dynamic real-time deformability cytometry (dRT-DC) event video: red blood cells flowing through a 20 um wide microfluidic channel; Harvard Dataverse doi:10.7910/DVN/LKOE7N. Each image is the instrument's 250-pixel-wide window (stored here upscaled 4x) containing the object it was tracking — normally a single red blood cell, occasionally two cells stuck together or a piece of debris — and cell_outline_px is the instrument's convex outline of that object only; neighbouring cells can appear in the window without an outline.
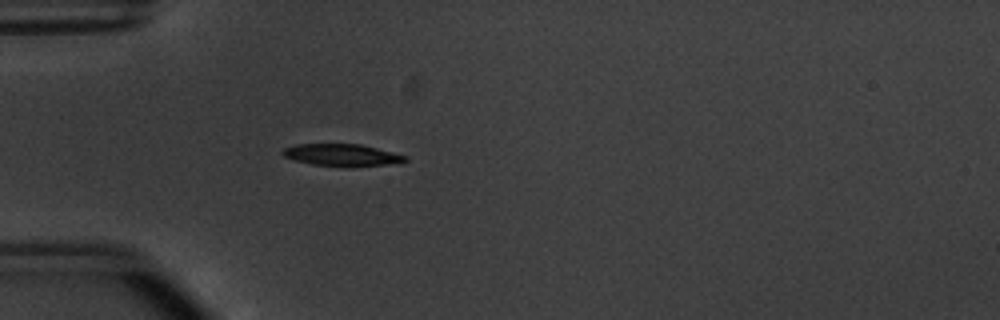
{"species": "common noctule bat (a hibernating species)", "species_latin": "Nyctalus noctula", "temperature_condition": "warm", "stored_images_in_passage": 53, "camera_frame_rate_fps": 3000, "um_per_image_px": 0.085, "animal": {"sex": "male", "body_mass_g": 20.1, "forearm_length_mm": 53.5}, "frame": {"image": 1, "passage_image": 16, "time_ms": 5.0, "image_size_px": [1000, 320], "cell_outline_px": [[408, 160], [388, 164], [352, 168], [344, 168], [312, 164], [292, 160], [284, 156], [280, 152], [284, 148], [296, 144], [360, 144], [408, 156]], "centroid_in_image_um": [29.03, 13.2], "position_along_channel_um": 56.0, "area_um2": 16.07}}
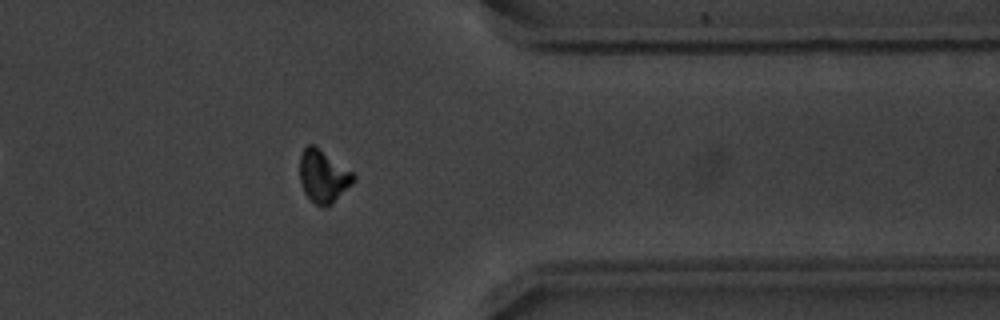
{"frame": {"image": 2, "passage_image": 43, "time_ms": 14.0, "image_size_px": [1000, 320], "cell_outline_px": [[356, 180], [328, 208], [324, 208], [316, 204], [304, 192], [300, 184], [300, 156], [304, 148], [308, 144], [312, 144], [352, 172], [356, 176]], "centroid_in_image_um": [27.47, 15.02], "position_along_channel_um": 383.9, "area_um2": 16.3}}
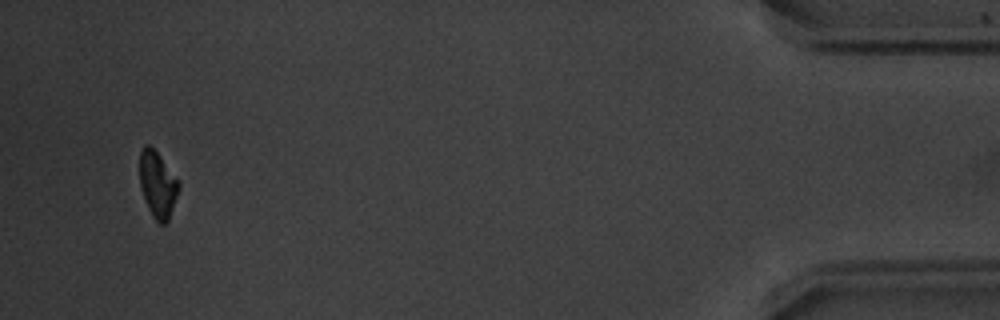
{"frame": {"image": 3, "passage_image": 51, "time_ms": 16.667, "image_size_px": [1000, 320], "cell_outline_px": [[180, 188], [168, 220], [164, 224], [160, 224], [152, 216], [144, 200], [140, 188], [140, 152], [144, 144], [148, 144], [160, 156], [180, 180]], "centroid_in_image_um": [13.4, 15.68], "position_along_channel_um": 421.8, "area_um2": 15.2}, "authors_computed_cell_mechanics": {"area_um2": 15.895, "velocity_mm_per_s": 3.8236, "shape_relaxation_time_tau1_ms": 2.0381, "shape_relaxation_time_tau2_ms": null, "deformation_change_tau1": 0.142, "deformation_change_tau2": null}}